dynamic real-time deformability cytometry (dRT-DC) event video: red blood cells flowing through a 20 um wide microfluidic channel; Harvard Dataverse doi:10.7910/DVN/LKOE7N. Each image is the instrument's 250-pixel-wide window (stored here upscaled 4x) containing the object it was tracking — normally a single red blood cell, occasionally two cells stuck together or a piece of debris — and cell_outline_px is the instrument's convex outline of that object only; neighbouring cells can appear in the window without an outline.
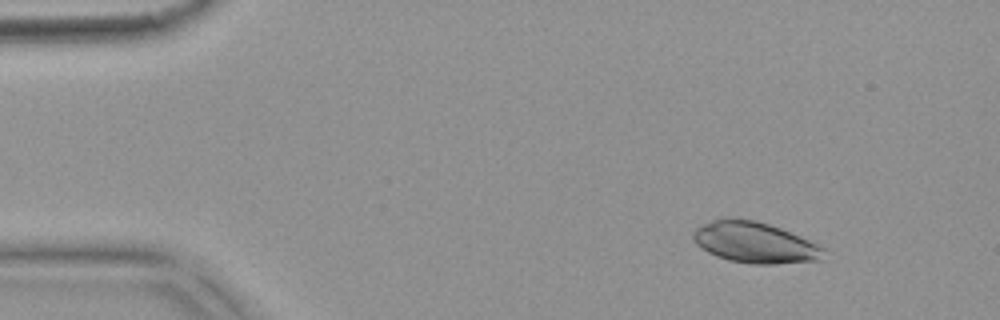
{"species": "common noctule bat (a hibernating species)", "species_latin": "Nyctalus noctula", "temperature_condition": "warm", "stored_images_in_passage": 9, "camera_frame_rate_fps": 3000, "um_per_image_px": 0.085, "animal": {"sex": "female", "body_mass_g": 18.4}, "frame": {"image": 1, "passage_image": 1, "time_ms": 0.0, "image_size_px": [1000, 320], "cell_outline_px": [[824, 260], [776, 264], [752, 264], [728, 260], [716, 256], [700, 248], [692, 240], [692, 232], [696, 228], [712, 220], [728, 216], [756, 220], [780, 228], [808, 240], [824, 248]], "centroid_in_image_um": [64.11, 20.61], "position_along_channel_um": 20.9, "area_um2": 31.44}}
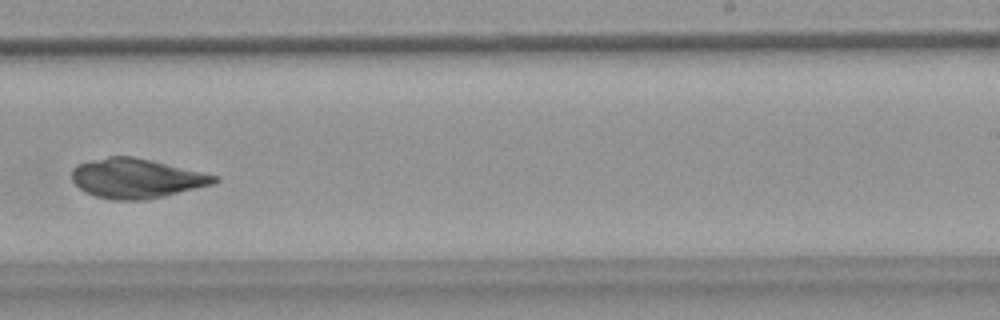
{"frame": {"image": 2, "passage_image": 9, "time_ms": 2.667, "image_size_px": [1000, 320], "cell_outline_px": [[220, 180], [216, 184], [148, 200], [112, 200], [96, 196], [84, 192], [72, 180], [72, 168], [76, 164], [88, 160], [108, 156], [132, 156], [152, 160], [216, 176]], "centroid_in_image_um": [11.57, 15.16], "position_along_channel_um": 277.4, "area_um2": 33.06}}